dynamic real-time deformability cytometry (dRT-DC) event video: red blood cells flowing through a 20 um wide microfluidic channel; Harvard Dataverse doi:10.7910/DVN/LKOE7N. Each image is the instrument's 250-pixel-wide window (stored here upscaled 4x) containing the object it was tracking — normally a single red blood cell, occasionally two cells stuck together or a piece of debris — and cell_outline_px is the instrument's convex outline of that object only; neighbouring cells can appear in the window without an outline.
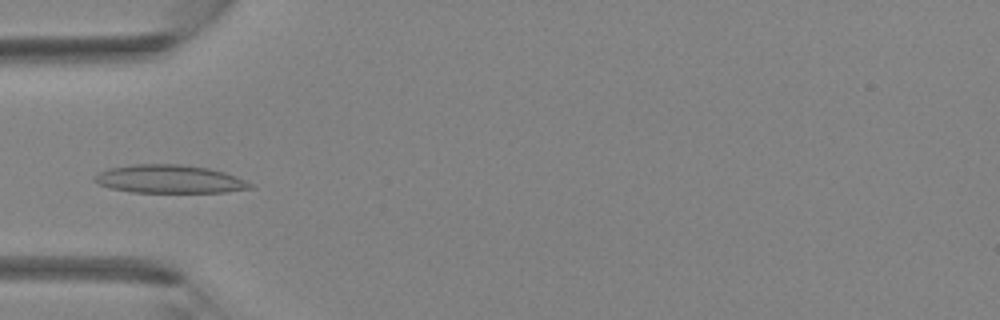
{"species": "Egyptian fruit bat (a non-hibernating species)", "species_latin": "Rousettus aegyptiacus", "temperature_condition": "room temperature", "stored_images_in_passage": 39, "camera_frame_rate_fps": 3000, "um_per_image_px": 0.085, "animal": {"sex": "female"}, "frame": {"image": 1, "passage_image": 12, "time_ms": 3.667, "image_size_px": [1000, 320], "cell_outline_px": [[256, 188], [224, 192], [132, 192], [112, 188], [96, 184], [92, 180], [96, 172], [108, 168], [132, 164], [184, 164], [208, 168], [224, 172], [236, 176], [252, 184]], "centroid_in_image_um": [14.37, 15.21], "position_along_channel_um": 70.6, "area_um2": 25.84}}
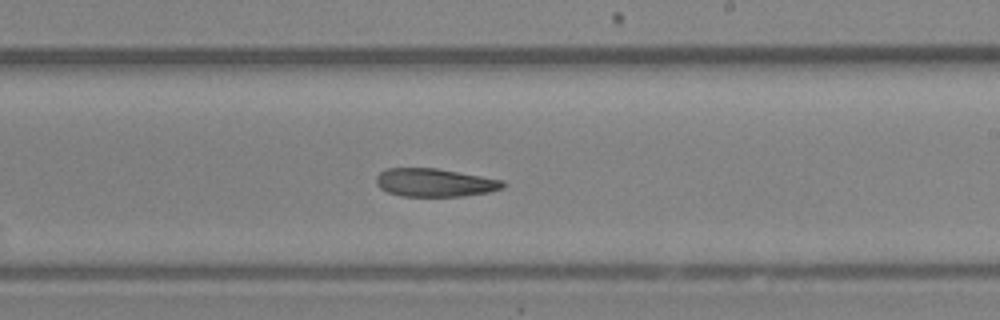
{"frame": {"image": 2, "passage_image": 23, "time_ms": 7.333, "image_size_px": [1000, 320], "cell_outline_px": [[504, 188], [488, 192], [464, 196], [400, 196], [388, 192], [380, 188], [376, 184], [376, 176], [380, 172], [388, 168], [436, 168], [504, 180]], "centroid_in_image_um": [36.94, 15.52], "position_along_channel_um": 252.1, "area_um2": 20.81}}
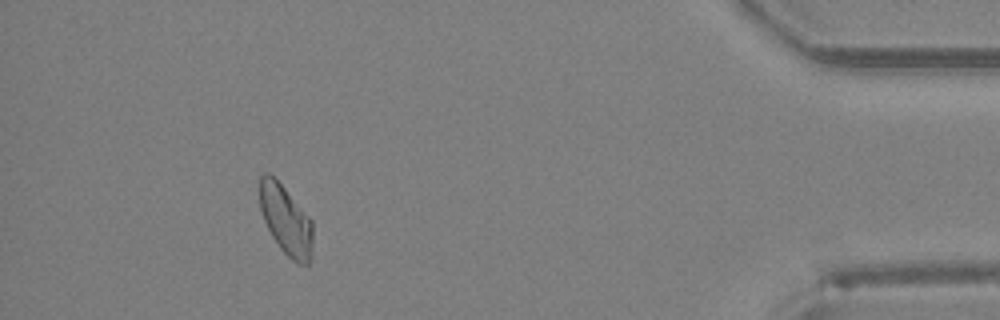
{"frame": {"image": 3, "passage_image": 36, "time_ms": 11.667, "image_size_px": [1000, 320], "cell_outline_px": [[312, 260], [308, 264], [296, 264], [280, 248], [272, 236], [264, 220], [260, 208], [260, 176], [264, 172], [268, 172], [284, 188], [312, 220]], "centroid_in_image_um": [24.31, 18.74], "position_along_channel_um": 410.9, "area_um2": 21.33}}